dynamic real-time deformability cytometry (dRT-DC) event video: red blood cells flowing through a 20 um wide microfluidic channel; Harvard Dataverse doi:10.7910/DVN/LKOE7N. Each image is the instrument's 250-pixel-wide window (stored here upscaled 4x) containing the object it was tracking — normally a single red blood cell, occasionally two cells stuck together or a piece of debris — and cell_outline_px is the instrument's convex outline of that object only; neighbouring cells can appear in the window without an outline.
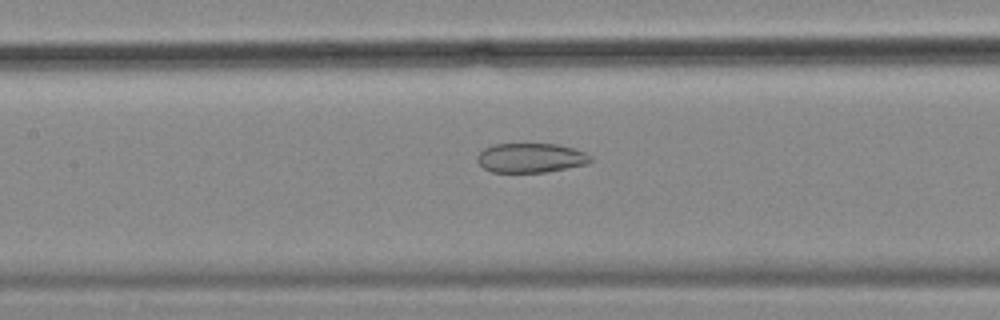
{"species": "common noctule bat (a hibernating species)", "species_latin": "Nyctalus noctula", "temperature_condition": "cold", "stored_images_in_passage": 57, "camera_frame_rate_fps": 3000, "um_per_image_px": 0.085, "animal": {"sex": "female", "body_mass_g": 18.4}, "frame": {"image": 1, "passage_image": 26, "time_ms": 8.333, "image_size_px": [1000, 320], "cell_outline_px": [[592, 160], [588, 164], [548, 172], [492, 172], [484, 168], [476, 160], [476, 156], [484, 148], [496, 144], [556, 144], [572, 148], [584, 152], [592, 156]], "centroid_in_image_um": [45.12, 13.42], "position_along_channel_um": 162.3, "area_um2": 19.48}}
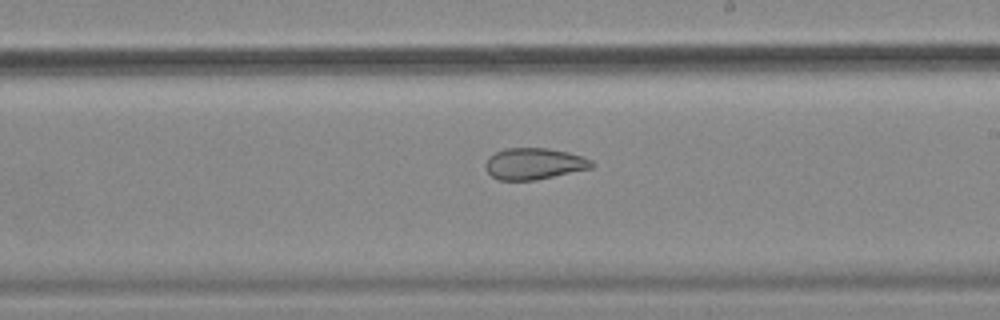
{"frame": {"image": 2, "passage_image": 33, "time_ms": 10.667, "image_size_px": [1000, 320], "cell_outline_px": [[596, 164], [592, 168], [536, 180], [500, 180], [492, 176], [484, 168], [484, 164], [488, 156], [504, 148], [548, 148], [568, 152], [584, 156], [592, 160]], "centroid_in_image_um": [45.41, 13.91], "position_along_channel_um": 243.6, "area_um2": 19.71}}
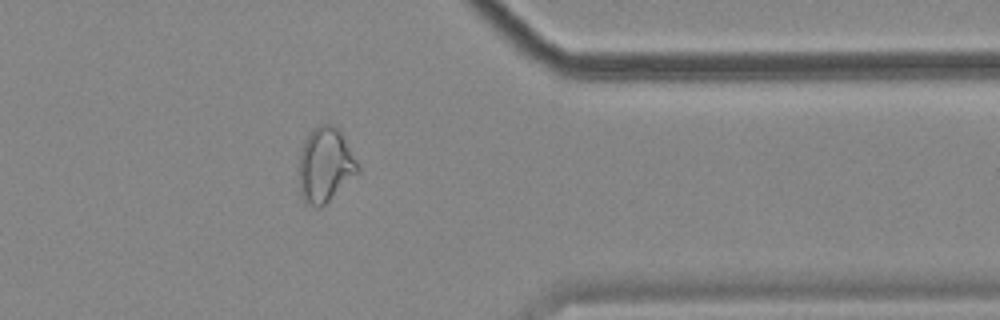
{"frame": {"image": 3, "passage_image": 46, "time_ms": 15.0, "image_size_px": [1000, 320], "cell_outline_px": [[360, 172], [320, 208], [316, 208], [308, 204], [300, 196], [300, 152], [304, 140], [312, 128], [320, 124], [332, 124], [340, 132], [356, 160], [360, 168]], "centroid_in_image_um": [27.64, 14.03], "position_along_channel_um": 383.8, "area_um2": 25.37}, "authors_computed_cell_mechanics": {"area_um2": 27.1082, "velocity_mm_per_s": 3.5048, "shape_relaxation_time_tau1_ms": null, "shape_relaxation_time_tau2_ms": 3.3591, "deformation_change_tau1": null, "deformation_change_tau2": 0.0897}}